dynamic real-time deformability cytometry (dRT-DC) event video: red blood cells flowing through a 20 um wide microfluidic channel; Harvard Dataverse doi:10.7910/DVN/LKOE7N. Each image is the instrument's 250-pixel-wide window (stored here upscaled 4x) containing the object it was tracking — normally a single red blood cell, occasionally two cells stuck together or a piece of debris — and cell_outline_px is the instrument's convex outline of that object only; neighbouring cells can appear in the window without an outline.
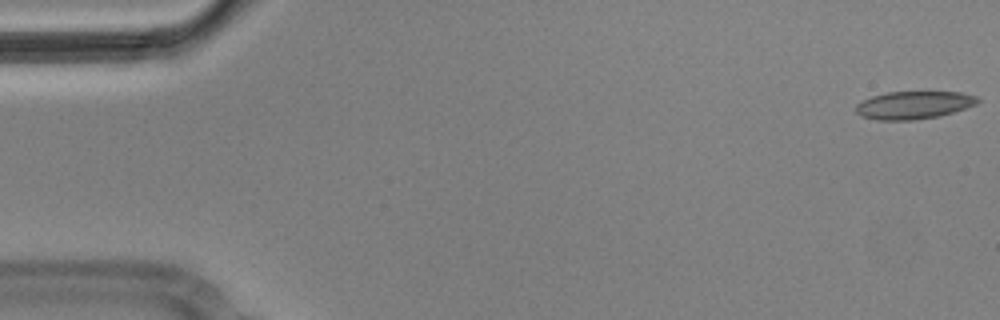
{"species": "Egyptian fruit bat (a non-hibernating species)", "species_latin": "Rousettus aegyptiacus", "temperature_condition": "cold", "stored_images_in_passage": 5, "camera_frame_rate_fps": 3000, "um_per_image_px": 0.085, "animal": {"sex": "male"}, "frame": {"image": 1, "passage_image": 1, "time_ms": 0.0, "image_size_px": [1000, 320], "cell_outline_px": [[980, 100], [976, 104], [940, 116], [912, 120], [876, 120], [860, 116], [856, 112], [856, 104], [872, 96], [888, 92], [960, 92], [976, 96]], "centroid_in_image_um": [77.64, 8.93], "position_along_channel_um": 7.4, "area_um2": 19.59}}
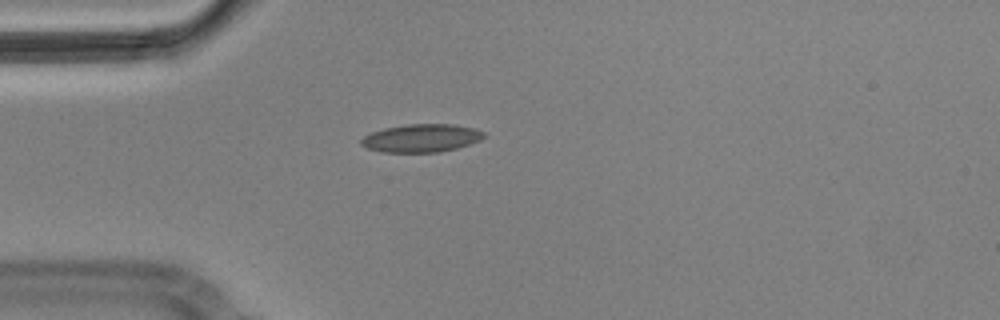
{"frame": {"image": 2, "passage_image": 5, "time_ms": 1.333, "image_size_px": [1000, 320], "cell_outline_px": [[484, 136], [480, 140], [456, 148], [440, 152], [380, 152], [368, 148], [360, 144], [360, 140], [364, 136], [372, 132], [384, 128], [408, 124], [452, 124], [476, 128], [484, 132]], "centroid_in_image_um": [35.8, 11.73], "position_along_channel_um": 49.2, "area_um2": 20.0}}